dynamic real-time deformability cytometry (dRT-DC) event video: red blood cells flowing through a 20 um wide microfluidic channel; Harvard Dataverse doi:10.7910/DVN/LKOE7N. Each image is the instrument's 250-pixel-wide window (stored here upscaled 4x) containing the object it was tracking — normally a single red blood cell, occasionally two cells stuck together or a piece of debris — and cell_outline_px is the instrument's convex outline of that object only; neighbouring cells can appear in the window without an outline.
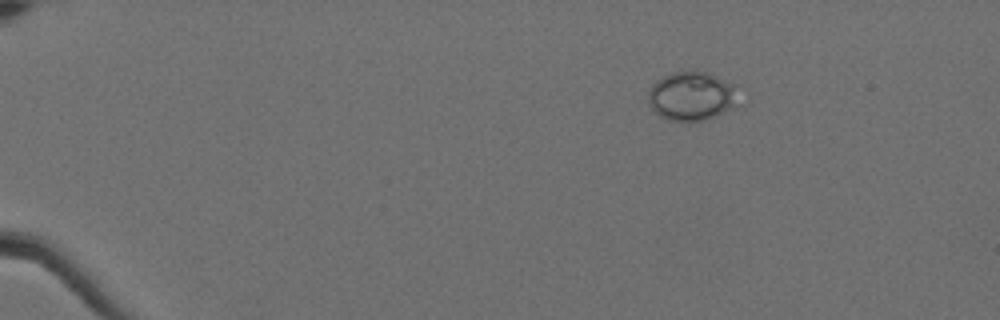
{"species": "Egyptian fruit bat (a non-hibernating species)", "species_latin": "Rousettus aegyptiacus", "temperature_condition": "cold", "stored_images_in_passage": 22, "camera_frame_rate_fps": 3000, "um_per_image_px": 0.085, "animal": {"sex": "female"}, "frame": {"image": 1, "passage_image": 1, "time_ms": 0.0, "image_size_px": [1000, 320], "cell_outline_px": [[736, 104], [732, 108], [708, 120], [688, 124], [668, 120], [660, 116], [648, 104], [648, 92], [652, 84], [656, 80], [672, 72], [704, 72], [736, 84]], "centroid_in_image_um": [58.77, 8.22], "position_along_channel_um": 26.2, "area_um2": 26.07}}
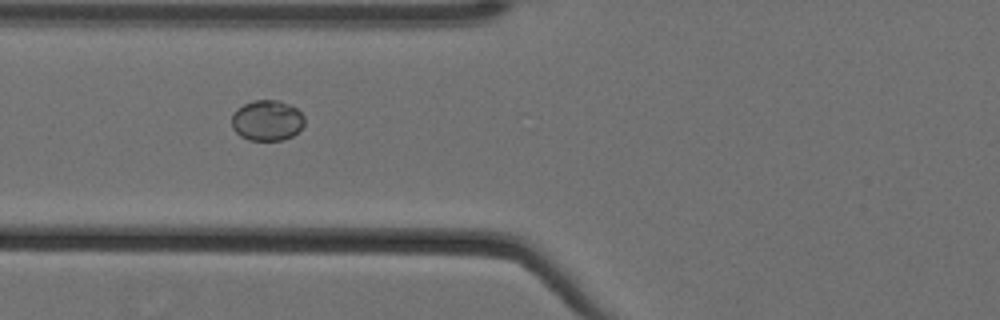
{"frame": {"image": 2, "passage_image": 16, "time_ms": 5.0, "image_size_px": [1000, 320], "cell_outline_px": [[304, 124], [292, 136], [284, 140], [248, 140], [240, 136], [232, 128], [232, 116], [236, 108], [252, 100], [276, 100], [288, 104], [296, 108], [304, 116]], "centroid_in_image_um": [22.68, 10.24], "position_along_channel_um": 103.1, "area_um2": 17.22}}
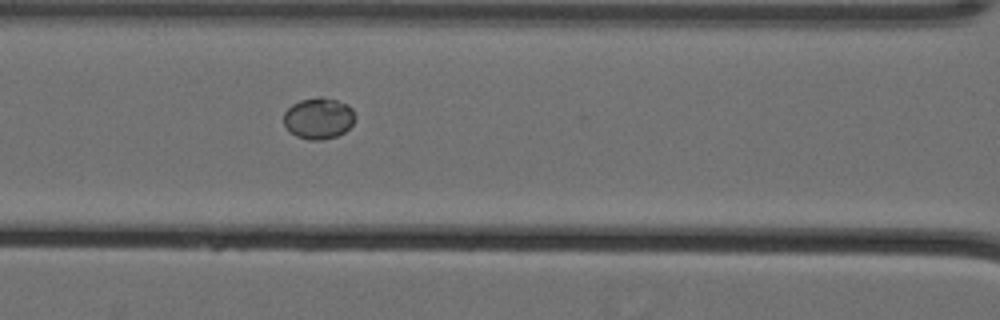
{"frame": {"image": 3, "passage_image": 19, "time_ms": 6.0, "image_size_px": [1000, 320], "cell_outline_px": [[356, 116], [352, 124], [344, 132], [336, 136], [320, 140], [308, 140], [296, 136], [288, 132], [284, 124], [284, 112], [292, 104], [300, 100], [320, 96], [336, 100], [348, 104], [352, 108]], "centroid_in_image_um": [27.06, 10.05], "position_along_channel_um": 139.5, "area_um2": 17.34}}